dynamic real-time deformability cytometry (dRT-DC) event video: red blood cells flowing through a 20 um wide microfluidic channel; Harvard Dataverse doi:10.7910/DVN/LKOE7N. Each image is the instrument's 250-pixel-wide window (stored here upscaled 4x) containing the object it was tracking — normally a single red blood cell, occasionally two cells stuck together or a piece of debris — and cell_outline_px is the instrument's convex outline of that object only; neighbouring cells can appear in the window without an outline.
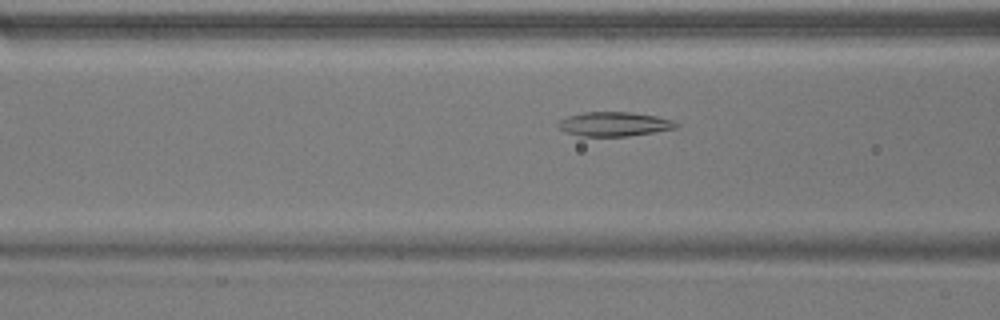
{"species": "common noctule bat (a hibernating species)", "species_latin": "Nyctalus noctula", "temperature_condition": "warm", "stored_images_in_passage": 45, "camera_frame_rate_fps": 3000, "um_per_image_px": 0.085, "animal": {"sex": "male", "body_mass_g": 17.9}, "frame": {"image": 1, "passage_image": 13, "time_ms": 4.0, "image_size_px": [1000, 320], "cell_outline_px": [[680, 124], [676, 128], [628, 136], [580, 136], [568, 132], [560, 128], [556, 124], [560, 120], [568, 116], [584, 112], [632, 112], [656, 116], [672, 120]], "centroid_in_image_um": [52.21, 10.54], "position_along_channel_um": 114.4, "area_um2": 16.53}}
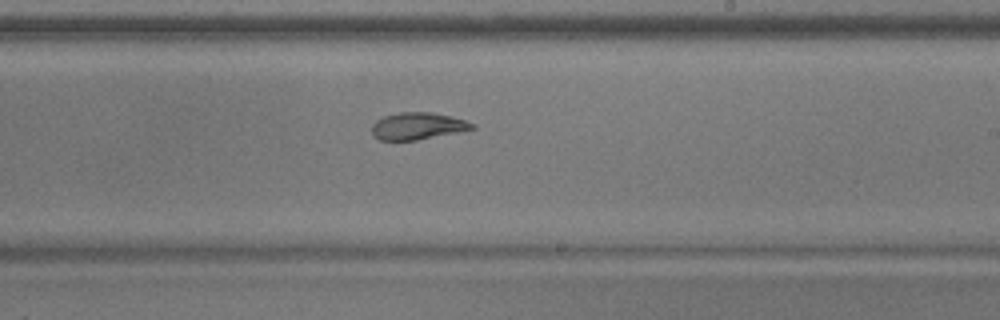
{"frame": {"image": 2, "passage_image": 24, "time_ms": 7.667, "image_size_px": [1000, 320], "cell_outline_px": [[476, 128], [416, 140], [380, 140], [372, 136], [372, 124], [376, 120], [384, 116], [400, 112], [432, 112], [464, 120], [476, 124]], "centroid_in_image_um": [35.46, 10.71], "position_along_channel_um": 253.5, "area_um2": 15.66}}
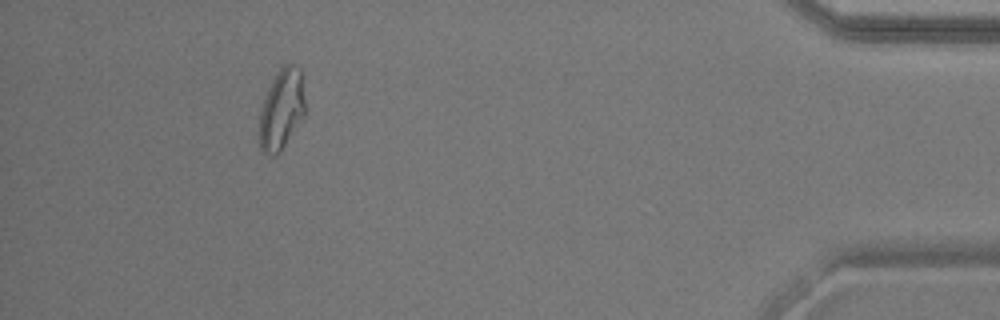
{"frame": {"image": 3, "passage_image": 41, "time_ms": 13.333, "image_size_px": [1000, 320], "cell_outline_px": [[304, 116], [280, 152], [276, 156], [272, 156], [264, 152], [260, 148], [260, 108], [264, 96], [272, 80], [280, 68], [284, 64], [292, 64], [300, 68], [304, 100]], "centroid_in_image_um": [23.92, 9.3], "position_along_channel_um": 411.3, "area_um2": 21.27}, "authors_computed_cell_mechanics": {"area_um2": 17.34, "velocity_mm_per_s": 3.7916, "shape_relaxation_time_tau1_ms": 9.4815, "shape_relaxation_time_tau2_ms": 1.8712, "deformation_change_tau1": 0.2209, "deformation_change_tau2": 0.0653}}